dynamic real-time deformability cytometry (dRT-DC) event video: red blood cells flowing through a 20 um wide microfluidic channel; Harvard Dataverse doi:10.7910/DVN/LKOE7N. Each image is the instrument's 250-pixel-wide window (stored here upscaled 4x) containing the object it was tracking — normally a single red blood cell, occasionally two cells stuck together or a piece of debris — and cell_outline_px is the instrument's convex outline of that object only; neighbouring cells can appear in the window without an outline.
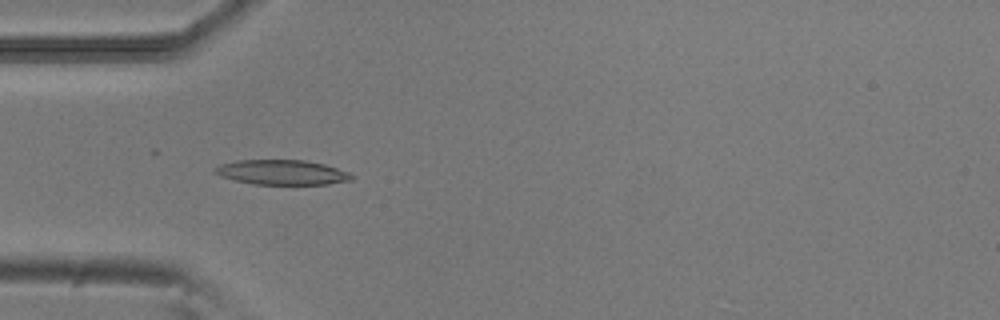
{"species": "common noctule bat (a hibernating species)", "species_latin": "Nyctalus noctula", "temperature_condition": "room temperature", "stored_images_in_passage": 51, "camera_frame_rate_fps": 3000, "um_per_image_px": 0.085, "animal": {"sex": "male", "body_mass_g": 20.5, "forearm_length_mm": 52.5}, "frame": {"image": 1, "passage_image": 16, "time_ms": 5.0, "image_size_px": [1000, 320], "cell_outline_px": [[356, 176], [352, 180], [328, 184], [252, 184], [220, 176], [212, 172], [212, 168], [220, 164], [236, 160], [304, 160], [324, 164], [348, 172]], "centroid_in_image_um": [23.94, 14.64], "position_along_channel_um": 61.1, "area_um2": 19.88}}
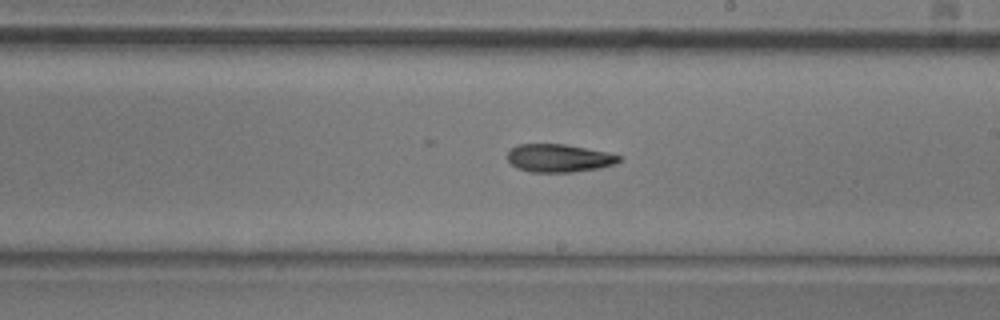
{"frame": {"image": 2, "passage_image": 30, "time_ms": 9.667, "image_size_px": [1000, 320], "cell_outline_px": [[620, 160], [616, 164], [600, 168], [572, 172], [528, 172], [516, 168], [508, 160], [508, 152], [516, 144], [564, 144], [604, 152], [620, 156]], "centroid_in_image_um": [47.47, 13.45], "position_along_channel_um": 241.5, "area_um2": 18.09}}
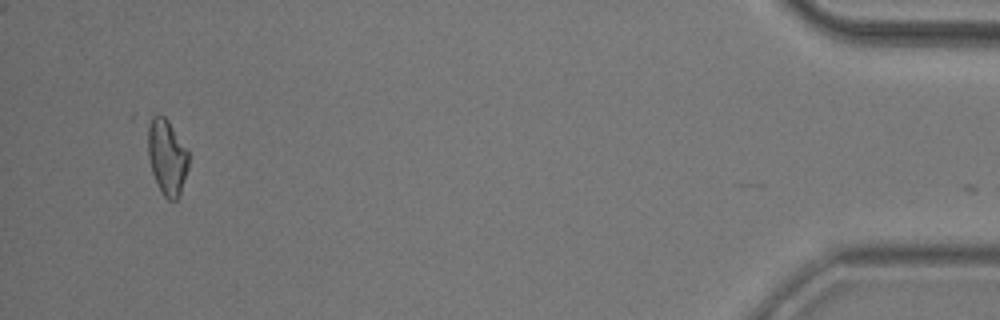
{"frame": {"image": 3, "passage_image": 50, "time_ms": 16.333, "image_size_px": [1000, 320], "cell_outline_px": [[188, 168], [180, 192], [176, 200], [168, 200], [160, 192], [156, 184], [128, 120], [128, 116], [132, 112], [164, 116], [168, 120], [188, 148]], "centroid_in_image_um": [13.74, 12.9], "position_along_channel_um": 421.5, "area_um2": 22.72}, "authors_computed_cell_mechanics": {"area_um2": 18.785, "velocity_mm_per_s": 3.8785, "shape_relaxation_time_tau1_ms": 9.4408, "shape_relaxation_time_tau2_ms": null, "deformation_change_tau1": 0.2114, "deformation_change_tau2": null}}